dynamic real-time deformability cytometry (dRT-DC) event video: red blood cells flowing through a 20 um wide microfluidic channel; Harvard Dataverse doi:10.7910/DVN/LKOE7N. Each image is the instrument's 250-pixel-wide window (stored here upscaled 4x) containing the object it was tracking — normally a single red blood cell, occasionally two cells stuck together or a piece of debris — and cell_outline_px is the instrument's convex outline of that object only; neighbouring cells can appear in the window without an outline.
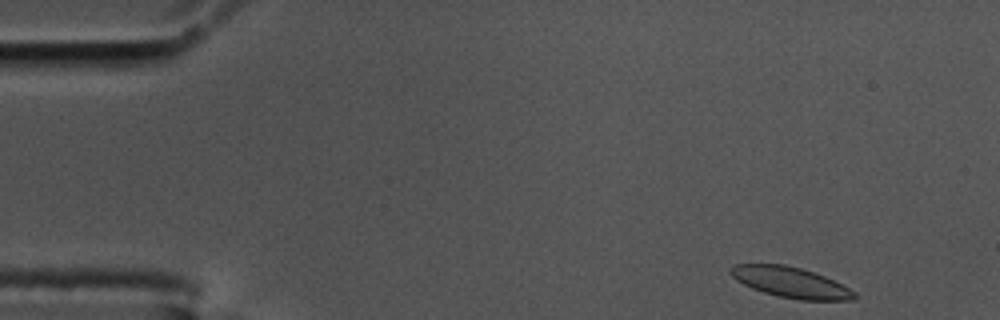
{"species": "common noctule bat (a hibernating species)", "species_latin": "Nyctalus noctula", "temperature_condition": "cold", "stored_images_in_passage": 55, "camera_frame_rate_fps": 3000, "um_per_image_px": 0.085, "animal": {"sex": "male", "body_mass_g": 17.5, "forearm_length_mm": 52.3}, "frame": {"image": 1, "passage_image": 1, "time_ms": 0.0, "image_size_px": [1000, 320], "cell_outline_px": [[860, 296], [856, 300], [800, 300], [780, 296], [764, 292], [752, 288], [736, 280], [728, 272], [728, 268], [732, 264], [784, 264], [800, 268], [824, 276], [856, 292]], "centroid_in_image_um": [67.2, 24.0], "position_along_channel_um": 17.8, "area_um2": 22.02}}
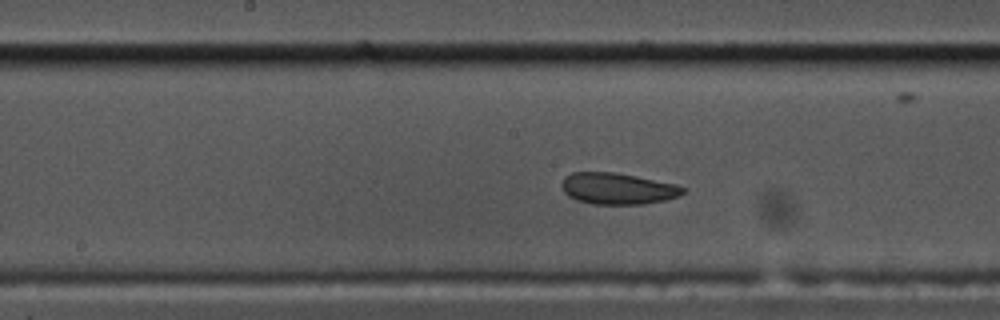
{"frame": {"image": 2, "passage_image": 25, "time_ms": 8.0, "image_size_px": [1000, 320], "cell_outline_px": [[684, 192], [680, 196], [664, 200], [644, 204], [592, 204], [576, 200], [568, 196], [564, 192], [560, 184], [564, 176], [572, 172], [616, 172], [676, 184], [684, 188]], "centroid_in_image_um": [52.46, 16.03], "position_along_channel_um": 195.7, "area_um2": 22.31}}
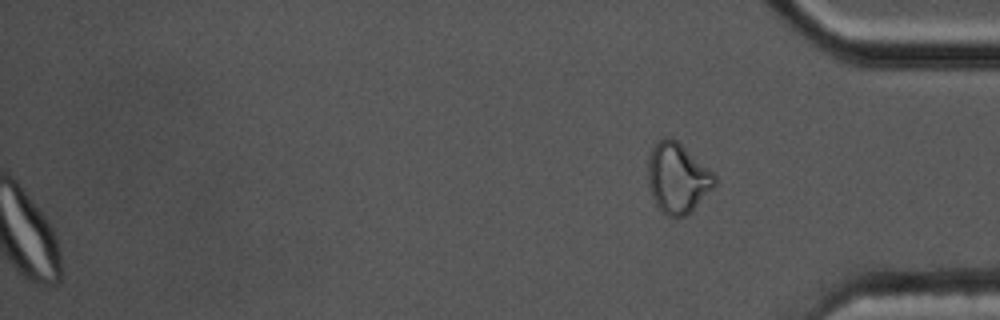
{"frame": {"image": 3, "passage_image": 55, "time_ms": 18.0, "image_size_px": [1000, 320], "cell_outline_px": [[716, 184], [684, 216], [668, 216], [656, 204], [652, 196], [648, 184], [648, 160], [652, 144], [664, 136], [672, 136], [712, 172], [716, 176]], "centroid_in_image_um": [57.54, 15.07], "position_along_channel_um": 377.7, "area_um2": 26.76}, "authors_computed_cell_mechanics": {"area_um2": 23.0044, "velocity_mm_per_s": 3.4162, "shape_relaxation_time_tau1_ms": null, "shape_relaxation_time_tau2_ms": 1.8269, "deformation_change_tau1": null, "deformation_change_tau2": 0.0762}}